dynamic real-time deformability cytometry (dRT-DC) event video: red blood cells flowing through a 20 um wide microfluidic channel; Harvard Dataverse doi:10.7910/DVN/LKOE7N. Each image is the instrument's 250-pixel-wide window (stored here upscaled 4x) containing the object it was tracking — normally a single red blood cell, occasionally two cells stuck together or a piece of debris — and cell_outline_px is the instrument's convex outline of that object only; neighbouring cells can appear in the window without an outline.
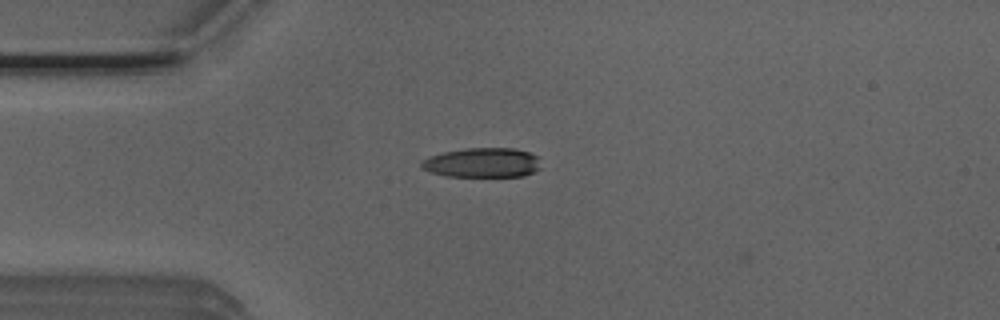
{"species": "Egyptian fruit bat (a non-hibernating species)", "species_latin": "Rousettus aegyptiacus", "temperature_condition": "room temperature", "stored_images_in_passage": 3, "camera_frame_rate_fps": 3000, "um_per_image_px": 0.085, "animal": {"sex": "male"}, "frame": {"image": 1, "passage_image": 2, "time_ms": 0.333, "image_size_px": [1000, 320], "cell_outline_px": [[540, 168], [524, 176], [448, 176], [432, 172], [424, 168], [420, 164], [420, 160], [428, 156], [444, 152], [464, 148], [512, 148], [528, 152], [536, 156]], "centroid_in_image_um": [40.97, 13.82], "position_along_channel_um": 44.0, "area_um2": 20.4}}